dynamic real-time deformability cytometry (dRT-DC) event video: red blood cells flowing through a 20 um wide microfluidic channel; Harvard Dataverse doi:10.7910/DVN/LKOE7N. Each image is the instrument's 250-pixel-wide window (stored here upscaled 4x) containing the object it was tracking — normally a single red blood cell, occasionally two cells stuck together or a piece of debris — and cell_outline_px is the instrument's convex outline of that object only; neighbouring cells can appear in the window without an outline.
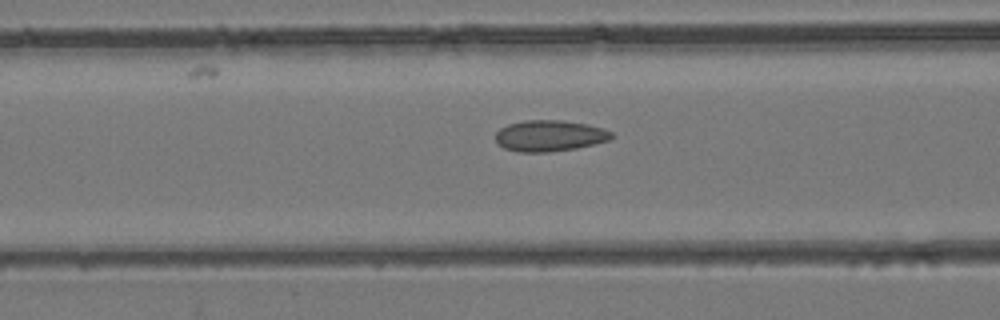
{"species": "common noctule bat (a hibernating species)", "species_latin": "Nyctalus noctula", "temperature_condition": "room temperature", "stored_images_in_passage": 44, "camera_frame_rate_fps": 3000, "um_per_image_px": 0.085, "animal": {"sex": "female", "body_mass_g": 24.6, "forearm_length_mm": 56.2}, "frame": {"image": 1, "passage_image": 18, "time_ms": 5.667, "image_size_px": [1000, 320], "cell_outline_px": [[616, 136], [608, 140], [576, 148], [548, 152], [516, 152], [504, 148], [496, 144], [496, 132], [500, 128], [508, 124], [524, 120], [560, 120], [588, 124], [604, 128], [612, 132]], "centroid_in_image_um": [46.7, 11.54], "position_along_channel_um": 119.9, "area_um2": 21.21}}
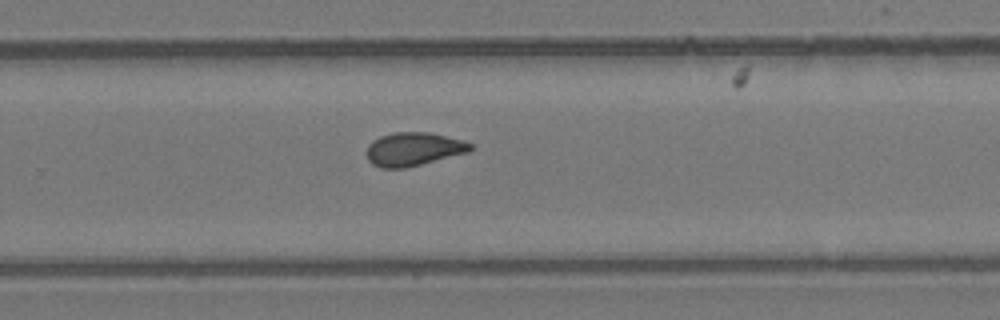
{"frame": {"image": 2, "passage_image": 29, "time_ms": 9.333, "image_size_px": [1000, 320], "cell_outline_px": [[472, 148], [468, 152], [404, 168], [380, 168], [372, 164], [368, 160], [368, 144], [372, 140], [380, 136], [392, 132], [428, 132], [464, 140], [472, 144]], "centroid_in_image_um": [35.13, 12.66], "position_along_channel_um": 294.7, "area_um2": 20.11}}
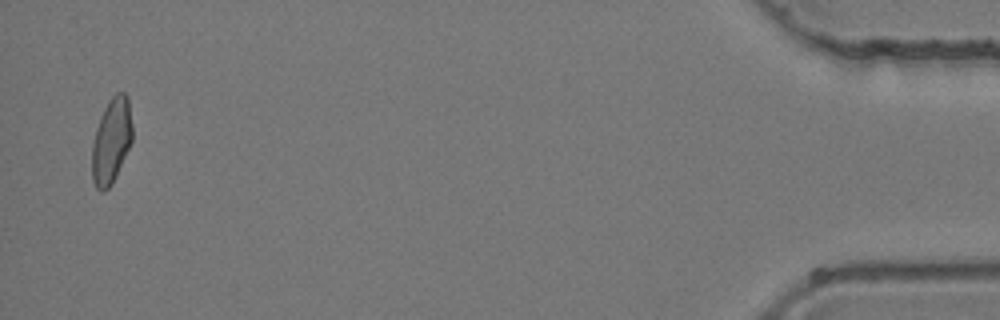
{"frame": {"image": 3, "passage_image": 43, "time_ms": 14.0, "image_size_px": [1000, 320], "cell_outline_px": [[132, 140], [116, 176], [112, 184], [104, 192], [100, 192], [96, 188], [92, 180], [92, 144], [96, 128], [100, 116], [108, 100], [116, 92], [124, 92], [128, 96], [132, 124]], "centroid_in_image_um": [9.46, 11.96], "position_along_channel_um": 425.7, "area_um2": 20.23}}